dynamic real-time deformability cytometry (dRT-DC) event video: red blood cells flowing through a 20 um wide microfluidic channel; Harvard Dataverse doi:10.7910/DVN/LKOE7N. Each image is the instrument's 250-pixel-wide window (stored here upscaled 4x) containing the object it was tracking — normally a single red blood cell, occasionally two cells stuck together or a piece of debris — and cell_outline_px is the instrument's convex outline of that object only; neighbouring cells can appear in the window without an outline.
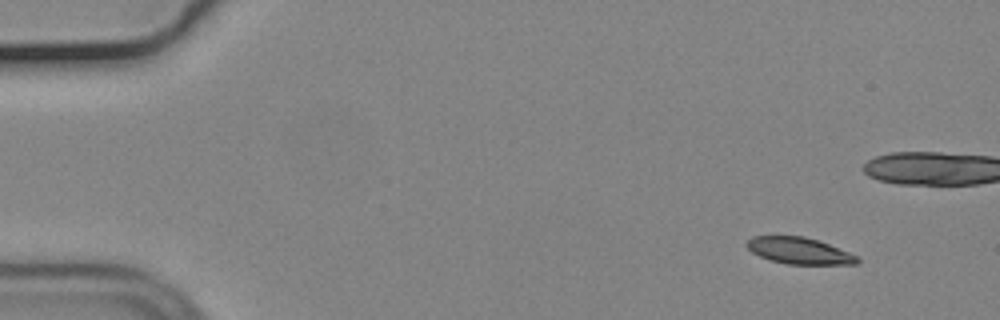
{"species": "common noctule bat (a hibernating species)", "species_latin": "Nyctalus noctula", "temperature_condition": "cold", "stored_images_in_passage": 54, "camera_frame_rate_fps": 3000, "um_per_image_px": 0.085, "animal": {"sex": "male", "body_mass_g": 19.2, "forearm_length_mm": 51.8}, "frame": {"image": 1, "passage_image": 3, "time_ms": 0.667, "image_size_px": [1000, 320], "cell_outline_px": [[860, 260], [856, 264], [788, 264], [768, 260], [752, 252], [744, 244], [752, 236], [804, 236], [828, 244], [848, 252], [856, 256]], "centroid_in_image_um": [67.88, 21.31], "position_along_channel_um": 17.1, "area_um2": 16.94}}
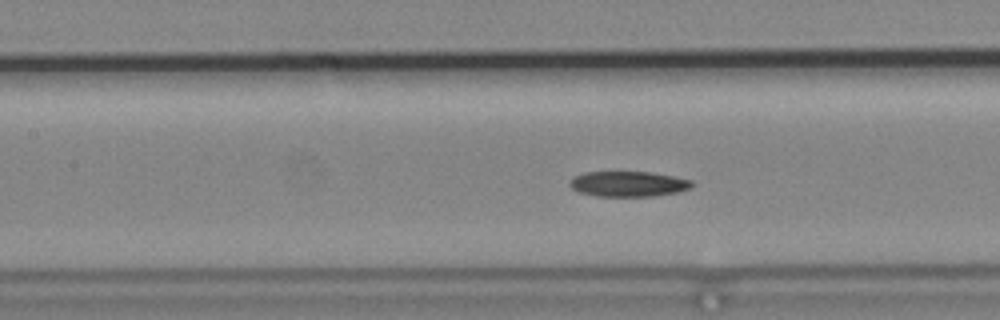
{"frame": {"image": 2, "passage_image": 23, "time_ms": 7.333, "image_size_px": [1000, 320], "cell_outline_px": [[696, 184], [692, 188], [676, 192], [652, 196], [596, 196], [580, 192], [572, 188], [568, 184], [568, 180], [572, 176], [584, 172], [652, 172], [692, 180]], "centroid_in_image_um": [53.39, 15.62], "position_along_channel_um": 154.0, "area_um2": 18.21}}
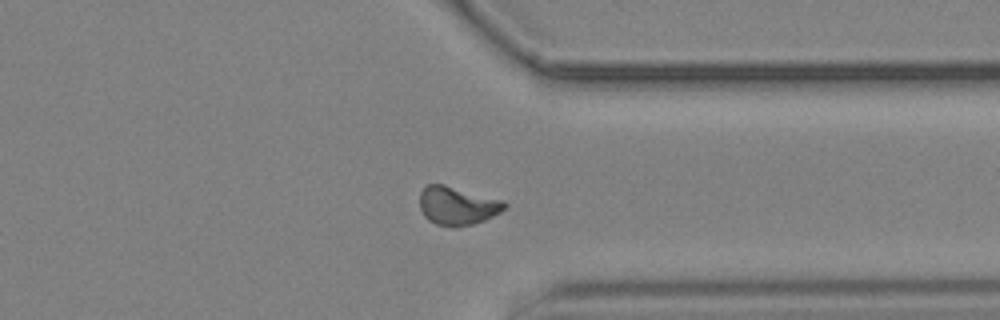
{"frame": {"image": 3, "passage_image": 41, "time_ms": 13.333, "image_size_px": [1000, 320], "cell_outline_px": [[508, 204], [500, 212], [484, 220], [472, 224], [456, 228], [452, 228], [436, 224], [428, 220], [424, 216], [420, 208], [420, 192], [428, 184], [444, 184], [504, 200]], "centroid_in_image_um": [38.86, 17.49], "position_along_channel_um": 372.5, "area_um2": 19.13}}